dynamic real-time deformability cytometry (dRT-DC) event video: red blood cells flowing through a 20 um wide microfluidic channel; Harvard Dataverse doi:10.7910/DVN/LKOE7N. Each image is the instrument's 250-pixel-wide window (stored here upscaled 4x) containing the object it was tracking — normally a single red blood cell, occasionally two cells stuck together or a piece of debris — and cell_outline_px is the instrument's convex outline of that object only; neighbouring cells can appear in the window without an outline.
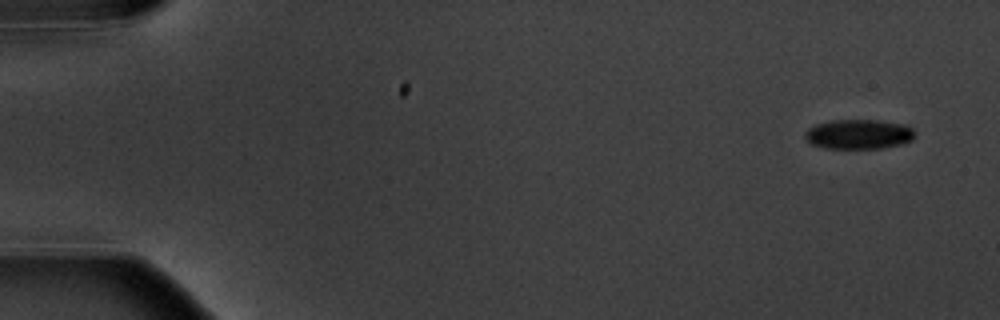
{"species": "common noctule bat (a hibernating species)", "species_latin": "Nyctalus noctula", "temperature_condition": "warm", "stored_images_in_passage": 5, "camera_frame_rate_fps": 3000, "um_per_image_px": 0.085, "animal": {"sex": "male", "body_mass_g": 20.1, "forearm_length_mm": 53.5}, "frame": {"image": 1, "passage_image": 1, "time_ms": 0.0, "image_size_px": [1000, 320], "cell_outline_px": [[916, 132], [912, 140], [900, 144], [880, 148], [824, 148], [812, 144], [804, 140], [804, 132], [808, 128], [816, 124], [828, 120], [876, 120], [908, 124]], "centroid_in_image_um": [72.97, 11.39], "position_along_channel_um": 12.0, "area_um2": 19.25}}
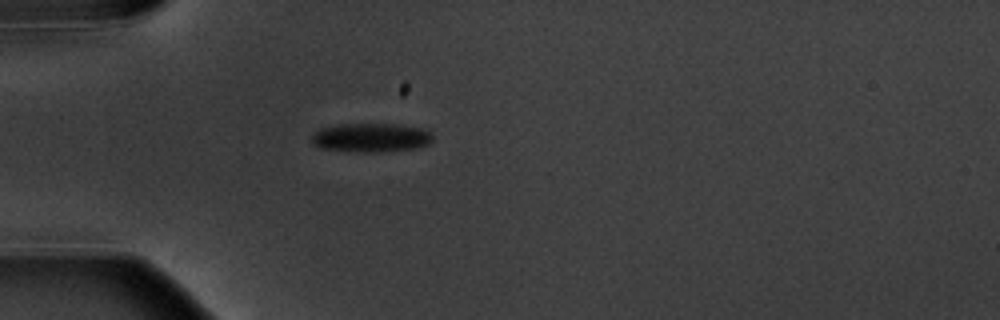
{"frame": {"image": 2, "passage_image": 5, "time_ms": 4.667, "image_size_px": [1000, 320], "cell_outline_px": [[432, 140], [428, 144], [416, 148], [380, 152], [348, 152], [320, 148], [312, 144], [312, 136], [320, 128], [340, 124], [396, 124], [428, 128], [432, 136]], "centroid_in_image_um": [31.55, 11.7], "position_along_channel_um": 53.5, "area_um2": 20.75}}